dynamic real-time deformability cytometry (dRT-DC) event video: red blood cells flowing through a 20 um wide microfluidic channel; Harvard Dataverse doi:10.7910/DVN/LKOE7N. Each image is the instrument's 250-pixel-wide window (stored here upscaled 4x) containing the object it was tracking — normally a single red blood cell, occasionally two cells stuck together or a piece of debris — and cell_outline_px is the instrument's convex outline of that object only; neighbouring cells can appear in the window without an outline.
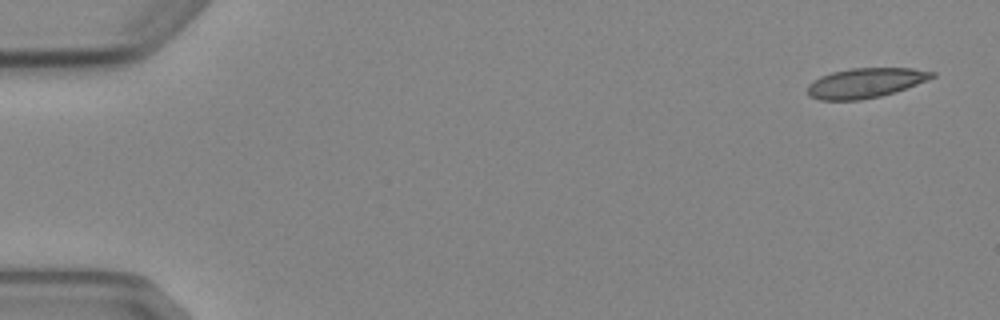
{"species": "Egyptian fruit bat (a non-hibernating species)", "species_latin": "Rousettus aegyptiacus", "temperature_condition": "cold", "stored_images_in_passage": 4, "camera_frame_rate_fps": 3000, "um_per_image_px": 0.085, "animal": {"sex": "female"}, "frame": {"image": 1, "passage_image": 1, "time_ms": 0.0, "image_size_px": [1000, 320], "cell_outline_px": [[936, 76], [928, 80], [880, 96], [860, 100], [820, 100], [808, 96], [808, 84], [812, 80], [820, 76], [832, 72], [852, 68], [912, 68], [936, 72]], "centroid_in_image_um": [73.53, 7.04], "position_along_channel_um": 11.5, "area_um2": 21.56}}
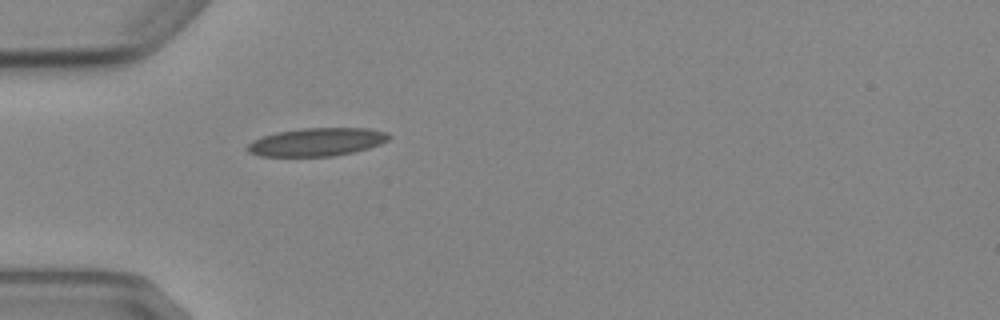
{"frame": {"image": 2, "passage_image": 4, "time_ms": 4.667, "image_size_px": [1000, 320], "cell_outline_px": [[392, 136], [388, 140], [380, 144], [368, 148], [352, 152], [332, 156], [260, 156], [248, 152], [248, 144], [252, 140], [260, 136], [276, 132], [300, 128], [368, 128], [388, 132]], "centroid_in_image_um": [26.93, 12.06], "position_along_channel_um": 58.1, "area_um2": 23.29}}